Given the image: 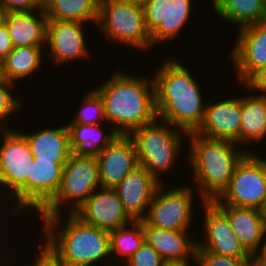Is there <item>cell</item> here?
<instances>
[{"label":"cell","mask_w":266,"mask_h":266,"mask_svg":"<svg viewBox=\"0 0 266 266\" xmlns=\"http://www.w3.org/2000/svg\"><path fill=\"white\" fill-rule=\"evenodd\" d=\"M67 127L71 150L79 156L97 157L101 150L120 135L114 128L105 134L101 124H67Z\"/></svg>","instance_id":"obj_24"},{"label":"cell","mask_w":266,"mask_h":266,"mask_svg":"<svg viewBox=\"0 0 266 266\" xmlns=\"http://www.w3.org/2000/svg\"><path fill=\"white\" fill-rule=\"evenodd\" d=\"M133 226V227H130ZM145 242V233L140 221L110 231L111 255H121L125 264Z\"/></svg>","instance_id":"obj_29"},{"label":"cell","mask_w":266,"mask_h":266,"mask_svg":"<svg viewBox=\"0 0 266 266\" xmlns=\"http://www.w3.org/2000/svg\"><path fill=\"white\" fill-rule=\"evenodd\" d=\"M164 262L158 252L144 242L124 266H162Z\"/></svg>","instance_id":"obj_33"},{"label":"cell","mask_w":266,"mask_h":266,"mask_svg":"<svg viewBox=\"0 0 266 266\" xmlns=\"http://www.w3.org/2000/svg\"><path fill=\"white\" fill-rule=\"evenodd\" d=\"M83 24L76 21L47 20L46 46H49V55L53 57L55 64L89 58Z\"/></svg>","instance_id":"obj_16"},{"label":"cell","mask_w":266,"mask_h":266,"mask_svg":"<svg viewBox=\"0 0 266 266\" xmlns=\"http://www.w3.org/2000/svg\"><path fill=\"white\" fill-rule=\"evenodd\" d=\"M188 139L191 145L188 164L201 201L217 199L229 186L236 166L249 151L236 150L235 142L207 138L194 132L188 133Z\"/></svg>","instance_id":"obj_4"},{"label":"cell","mask_w":266,"mask_h":266,"mask_svg":"<svg viewBox=\"0 0 266 266\" xmlns=\"http://www.w3.org/2000/svg\"><path fill=\"white\" fill-rule=\"evenodd\" d=\"M213 11L219 18L238 29L266 20V7L260 0H212Z\"/></svg>","instance_id":"obj_27"},{"label":"cell","mask_w":266,"mask_h":266,"mask_svg":"<svg viewBox=\"0 0 266 266\" xmlns=\"http://www.w3.org/2000/svg\"><path fill=\"white\" fill-rule=\"evenodd\" d=\"M215 205L227 216L233 232L245 250L251 256L257 254L266 232L262 210L226 204Z\"/></svg>","instance_id":"obj_20"},{"label":"cell","mask_w":266,"mask_h":266,"mask_svg":"<svg viewBox=\"0 0 266 266\" xmlns=\"http://www.w3.org/2000/svg\"><path fill=\"white\" fill-rule=\"evenodd\" d=\"M73 214L82 222L109 232L133 221L114 188L99 187Z\"/></svg>","instance_id":"obj_14"},{"label":"cell","mask_w":266,"mask_h":266,"mask_svg":"<svg viewBox=\"0 0 266 266\" xmlns=\"http://www.w3.org/2000/svg\"><path fill=\"white\" fill-rule=\"evenodd\" d=\"M84 101L78 112L73 115V119H71L68 124H86V125H94V124H102L101 122L106 120L105 111H104V103L99 93L92 89L88 91L87 94L83 97ZM102 120V121H100Z\"/></svg>","instance_id":"obj_30"},{"label":"cell","mask_w":266,"mask_h":266,"mask_svg":"<svg viewBox=\"0 0 266 266\" xmlns=\"http://www.w3.org/2000/svg\"><path fill=\"white\" fill-rule=\"evenodd\" d=\"M257 255L261 259L266 260V232H265V236H264V239H263V243H262L261 248L258 251Z\"/></svg>","instance_id":"obj_40"},{"label":"cell","mask_w":266,"mask_h":266,"mask_svg":"<svg viewBox=\"0 0 266 266\" xmlns=\"http://www.w3.org/2000/svg\"><path fill=\"white\" fill-rule=\"evenodd\" d=\"M99 187L101 185L97 157L72 153L63 168L59 190L38 216L62 214L60 208L67 205L69 213H74Z\"/></svg>","instance_id":"obj_7"},{"label":"cell","mask_w":266,"mask_h":266,"mask_svg":"<svg viewBox=\"0 0 266 266\" xmlns=\"http://www.w3.org/2000/svg\"><path fill=\"white\" fill-rule=\"evenodd\" d=\"M14 46L10 38L6 24L0 27V63L13 50Z\"/></svg>","instance_id":"obj_37"},{"label":"cell","mask_w":266,"mask_h":266,"mask_svg":"<svg viewBox=\"0 0 266 266\" xmlns=\"http://www.w3.org/2000/svg\"><path fill=\"white\" fill-rule=\"evenodd\" d=\"M242 96L221 99L206 106L203 121L194 132L198 135L240 143Z\"/></svg>","instance_id":"obj_15"},{"label":"cell","mask_w":266,"mask_h":266,"mask_svg":"<svg viewBox=\"0 0 266 266\" xmlns=\"http://www.w3.org/2000/svg\"><path fill=\"white\" fill-rule=\"evenodd\" d=\"M141 224L145 242L153 247L165 262H195L197 242L189 238L188 231L158 228L149 225L144 219L141 220Z\"/></svg>","instance_id":"obj_19"},{"label":"cell","mask_w":266,"mask_h":266,"mask_svg":"<svg viewBox=\"0 0 266 266\" xmlns=\"http://www.w3.org/2000/svg\"><path fill=\"white\" fill-rule=\"evenodd\" d=\"M43 47H14L0 63V77L16 84L23 77L31 76L42 66Z\"/></svg>","instance_id":"obj_25"},{"label":"cell","mask_w":266,"mask_h":266,"mask_svg":"<svg viewBox=\"0 0 266 266\" xmlns=\"http://www.w3.org/2000/svg\"><path fill=\"white\" fill-rule=\"evenodd\" d=\"M237 33L229 60L234 63L240 84L266 66V20L243 26Z\"/></svg>","instance_id":"obj_13"},{"label":"cell","mask_w":266,"mask_h":266,"mask_svg":"<svg viewBox=\"0 0 266 266\" xmlns=\"http://www.w3.org/2000/svg\"><path fill=\"white\" fill-rule=\"evenodd\" d=\"M246 88L266 95V66L258 68L243 83Z\"/></svg>","instance_id":"obj_36"},{"label":"cell","mask_w":266,"mask_h":266,"mask_svg":"<svg viewBox=\"0 0 266 266\" xmlns=\"http://www.w3.org/2000/svg\"><path fill=\"white\" fill-rule=\"evenodd\" d=\"M8 11L0 4V27L6 24Z\"/></svg>","instance_id":"obj_39"},{"label":"cell","mask_w":266,"mask_h":266,"mask_svg":"<svg viewBox=\"0 0 266 266\" xmlns=\"http://www.w3.org/2000/svg\"><path fill=\"white\" fill-rule=\"evenodd\" d=\"M164 182L157 189L144 220L152 226L175 230L188 231L192 223L193 195L192 187L169 188Z\"/></svg>","instance_id":"obj_10"},{"label":"cell","mask_w":266,"mask_h":266,"mask_svg":"<svg viewBox=\"0 0 266 266\" xmlns=\"http://www.w3.org/2000/svg\"><path fill=\"white\" fill-rule=\"evenodd\" d=\"M100 185L115 188L122 179L139 166L134 142L129 135H119L97 156Z\"/></svg>","instance_id":"obj_17"},{"label":"cell","mask_w":266,"mask_h":266,"mask_svg":"<svg viewBox=\"0 0 266 266\" xmlns=\"http://www.w3.org/2000/svg\"><path fill=\"white\" fill-rule=\"evenodd\" d=\"M148 81L119 70L95 89L103 100L109 128L129 135L158 119L154 82Z\"/></svg>","instance_id":"obj_2"},{"label":"cell","mask_w":266,"mask_h":266,"mask_svg":"<svg viewBox=\"0 0 266 266\" xmlns=\"http://www.w3.org/2000/svg\"><path fill=\"white\" fill-rule=\"evenodd\" d=\"M65 164L34 158L30 166V211L37 210L38 214L53 199L59 190Z\"/></svg>","instance_id":"obj_21"},{"label":"cell","mask_w":266,"mask_h":266,"mask_svg":"<svg viewBox=\"0 0 266 266\" xmlns=\"http://www.w3.org/2000/svg\"><path fill=\"white\" fill-rule=\"evenodd\" d=\"M162 266H191L190 263L183 262H164Z\"/></svg>","instance_id":"obj_41"},{"label":"cell","mask_w":266,"mask_h":266,"mask_svg":"<svg viewBox=\"0 0 266 266\" xmlns=\"http://www.w3.org/2000/svg\"><path fill=\"white\" fill-rule=\"evenodd\" d=\"M181 60L167 59L156 69L154 89L158 120L187 133L201 125L206 105L201 87Z\"/></svg>","instance_id":"obj_1"},{"label":"cell","mask_w":266,"mask_h":266,"mask_svg":"<svg viewBox=\"0 0 266 266\" xmlns=\"http://www.w3.org/2000/svg\"><path fill=\"white\" fill-rule=\"evenodd\" d=\"M262 3H263V5L266 7V0H260Z\"/></svg>","instance_id":"obj_46"},{"label":"cell","mask_w":266,"mask_h":266,"mask_svg":"<svg viewBox=\"0 0 266 266\" xmlns=\"http://www.w3.org/2000/svg\"><path fill=\"white\" fill-rule=\"evenodd\" d=\"M249 151L236 166L229 186L214 204L262 210L266 203V164L260 155Z\"/></svg>","instance_id":"obj_9"},{"label":"cell","mask_w":266,"mask_h":266,"mask_svg":"<svg viewBox=\"0 0 266 266\" xmlns=\"http://www.w3.org/2000/svg\"><path fill=\"white\" fill-rule=\"evenodd\" d=\"M43 242V243H42ZM39 244L40 254L34 259V266H66V264L61 260L59 253L48 243L45 239ZM32 264V266H33Z\"/></svg>","instance_id":"obj_34"},{"label":"cell","mask_w":266,"mask_h":266,"mask_svg":"<svg viewBox=\"0 0 266 266\" xmlns=\"http://www.w3.org/2000/svg\"><path fill=\"white\" fill-rule=\"evenodd\" d=\"M130 1L132 4L144 7L150 0H127Z\"/></svg>","instance_id":"obj_42"},{"label":"cell","mask_w":266,"mask_h":266,"mask_svg":"<svg viewBox=\"0 0 266 266\" xmlns=\"http://www.w3.org/2000/svg\"><path fill=\"white\" fill-rule=\"evenodd\" d=\"M252 266H266V260L261 259L257 254L251 257Z\"/></svg>","instance_id":"obj_38"},{"label":"cell","mask_w":266,"mask_h":266,"mask_svg":"<svg viewBox=\"0 0 266 266\" xmlns=\"http://www.w3.org/2000/svg\"><path fill=\"white\" fill-rule=\"evenodd\" d=\"M47 20L44 7L32 11L8 12L6 26L13 46L45 48Z\"/></svg>","instance_id":"obj_22"},{"label":"cell","mask_w":266,"mask_h":266,"mask_svg":"<svg viewBox=\"0 0 266 266\" xmlns=\"http://www.w3.org/2000/svg\"><path fill=\"white\" fill-rule=\"evenodd\" d=\"M13 87H15L13 83H10L0 77V129L8 128V125L6 126L3 121L7 122L5 121V118H8L10 113L12 115L13 113L23 109L21 101L18 98L16 99L13 92L10 91Z\"/></svg>","instance_id":"obj_31"},{"label":"cell","mask_w":266,"mask_h":266,"mask_svg":"<svg viewBox=\"0 0 266 266\" xmlns=\"http://www.w3.org/2000/svg\"><path fill=\"white\" fill-rule=\"evenodd\" d=\"M20 133L26 138L32 155L38 160L67 163L73 153L67 124L52 129L46 127L34 134Z\"/></svg>","instance_id":"obj_23"},{"label":"cell","mask_w":266,"mask_h":266,"mask_svg":"<svg viewBox=\"0 0 266 266\" xmlns=\"http://www.w3.org/2000/svg\"><path fill=\"white\" fill-rule=\"evenodd\" d=\"M161 183L144 167L137 166L114 188L122 206L133 221L143 220Z\"/></svg>","instance_id":"obj_18"},{"label":"cell","mask_w":266,"mask_h":266,"mask_svg":"<svg viewBox=\"0 0 266 266\" xmlns=\"http://www.w3.org/2000/svg\"><path fill=\"white\" fill-rule=\"evenodd\" d=\"M0 257H1V256H0ZM7 259H8V257L6 258V256L4 257V256L2 255V259L0 258V264H2V265L4 266V265H5L4 262H6V261H7L6 263L8 264V260H7ZM3 261H4V262H3ZM1 262H2V263H1ZM2 265H0V266H2Z\"/></svg>","instance_id":"obj_45"},{"label":"cell","mask_w":266,"mask_h":266,"mask_svg":"<svg viewBox=\"0 0 266 266\" xmlns=\"http://www.w3.org/2000/svg\"><path fill=\"white\" fill-rule=\"evenodd\" d=\"M193 0H150L143 8L151 46L173 41L190 19Z\"/></svg>","instance_id":"obj_11"},{"label":"cell","mask_w":266,"mask_h":266,"mask_svg":"<svg viewBox=\"0 0 266 266\" xmlns=\"http://www.w3.org/2000/svg\"><path fill=\"white\" fill-rule=\"evenodd\" d=\"M194 264L197 266H252L251 260L226 257L203 249H196Z\"/></svg>","instance_id":"obj_32"},{"label":"cell","mask_w":266,"mask_h":266,"mask_svg":"<svg viewBox=\"0 0 266 266\" xmlns=\"http://www.w3.org/2000/svg\"><path fill=\"white\" fill-rule=\"evenodd\" d=\"M266 138V95H242L240 144Z\"/></svg>","instance_id":"obj_26"},{"label":"cell","mask_w":266,"mask_h":266,"mask_svg":"<svg viewBox=\"0 0 266 266\" xmlns=\"http://www.w3.org/2000/svg\"><path fill=\"white\" fill-rule=\"evenodd\" d=\"M43 7L48 20L98 21L99 7L93 0H44Z\"/></svg>","instance_id":"obj_28"},{"label":"cell","mask_w":266,"mask_h":266,"mask_svg":"<svg viewBox=\"0 0 266 266\" xmlns=\"http://www.w3.org/2000/svg\"><path fill=\"white\" fill-rule=\"evenodd\" d=\"M0 145V189L18 210L30 212V166L34 161L26 138L16 128H2ZM7 193H9L7 195ZM16 204V205H15Z\"/></svg>","instance_id":"obj_6"},{"label":"cell","mask_w":266,"mask_h":266,"mask_svg":"<svg viewBox=\"0 0 266 266\" xmlns=\"http://www.w3.org/2000/svg\"><path fill=\"white\" fill-rule=\"evenodd\" d=\"M68 214L66 220L60 213L40 216L44 239L59 253L66 266H95L104 259L108 261L110 232L82 222L73 213Z\"/></svg>","instance_id":"obj_3"},{"label":"cell","mask_w":266,"mask_h":266,"mask_svg":"<svg viewBox=\"0 0 266 266\" xmlns=\"http://www.w3.org/2000/svg\"><path fill=\"white\" fill-rule=\"evenodd\" d=\"M262 214H263L264 222L266 224V203H265L264 207L262 208Z\"/></svg>","instance_id":"obj_44"},{"label":"cell","mask_w":266,"mask_h":266,"mask_svg":"<svg viewBox=\"0 0 266 266\" xmlns=\"http://www.w3.org/2000/svg\"><path fill=\"white\" fill-rule=\"evenodd\" d=\"M93 1L95 2V4H96L98 7H100V6H102L103 4L108 3V2H111V1H113V0H93Z\"/></svg>","instance_id":"obj_43"},{"label":"cell","mask_w":266,"mask_h":266,"mask_svg":"<svg viewBox=\"0 0 266 266\" xmlns=\"http://www.w3.org/2000/svg\"><path fill=\"white\" fill-rule=\"evenodd\" d=\"M96 26L110 42L124 43L143 51L151 47L144 8L130 1L113 0L100 6Z\"/></svg>","instance_id":"obj_8"},{"label":"cell","mask_w":266,"mask_h":266,"mask_svg":"<svg viewBox=\"0 0 266 266\" xmlns=\"http://www.w3.org/2000/svg\"><path fill=\"white\" fill-rule=\"evenodd\" d=\"M44 0H0L8 12L32 11L43 7Z\"/></svg>","instance_id":"obj_35"},{"label":"cell","mask_w":266,"mask_h":266,"mask_svg":"<svg viewBox=\"0 0 266 266\" xmlns=\"http://www.w3.org/2000/svg\"><path fill=\"white\" fill-rule=\"evenodd\" d=\"M159 122L157 119L135 129L129 136L134 142L139 165L162 184L160 174L172 170L188 133L168 122Z\"/></svg>","instance_id":"obj_5"},{"label":"cell","mask_w":266,"mask_h":266,"mask_svg":"<svg viewBox=\"0 0 266 266\" xmlns=\"http://www.w3.org/2000/svg\"><path fill=\"white\" fill-rule=\"evenodd\" d=\"M202 204L205 213L202 226L204 242L197 240L196 249L240 260H251L252 256L233 232L227 216L212 201H203Z\"/></svg>","instance_id":"obj_12"}]
</instances>
